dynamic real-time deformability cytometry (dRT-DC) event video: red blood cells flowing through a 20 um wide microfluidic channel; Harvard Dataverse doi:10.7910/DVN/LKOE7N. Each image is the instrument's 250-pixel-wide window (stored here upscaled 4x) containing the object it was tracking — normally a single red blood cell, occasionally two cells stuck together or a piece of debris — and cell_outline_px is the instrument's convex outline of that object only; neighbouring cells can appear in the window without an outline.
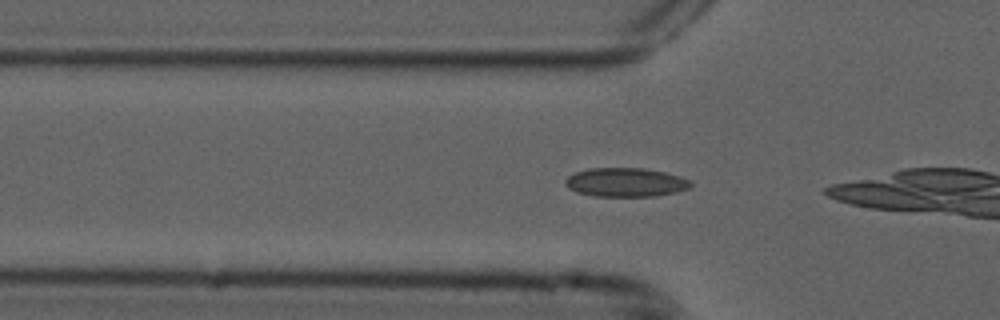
{"species": "common noctule bat (a hibernating species)", "species_latin": "Nyctalus noctula", "temperature_condition": "cold", "stored_images_in_passage": 12, "camera_frame_rate_fps": 3000, "um_per_image_px": 0.085, "animal": {"sex": "male", "forearm_length_mm": 52.5}, "frame": {"image": 1, "passage_image": 10, "time_ms": 3.0, "image_size_px": [1000, 320], "cell_outline_px": [[692, 184], [688, 188], [676, 192], [656, 196], [592, 196], [576, 192], [568, 188], [564, 184], [564, 180], [568, 176], [576, 172], [588, 168], [644, 168], [664, 172], [680, 176], [688, 180]], "centroid_in_image_um": [53.13, 15.5], "position_along_channel_um": 72.7, "area_um2": 21.15}}